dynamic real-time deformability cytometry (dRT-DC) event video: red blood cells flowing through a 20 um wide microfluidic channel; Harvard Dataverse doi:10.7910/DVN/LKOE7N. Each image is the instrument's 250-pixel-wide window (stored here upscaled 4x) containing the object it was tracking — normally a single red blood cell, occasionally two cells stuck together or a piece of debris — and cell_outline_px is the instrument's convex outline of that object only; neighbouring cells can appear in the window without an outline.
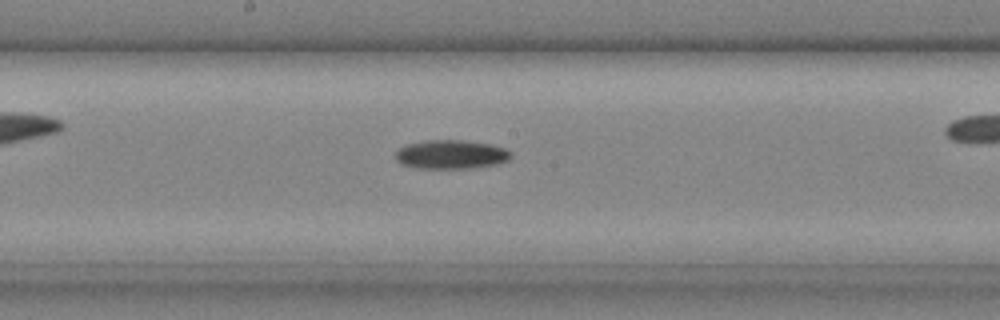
{"species": "common noctule bat (a hibernating species)", "species_latin": "Nyctalus noctula", "temperature_condition": "cold", "stored_images_in_passage": 21, "camera_frame_rate_fps": 3000, "um_per_image_px": 0.085, "animal": {"sex": "male", "body_mass_g": 20.4}, "frame": {"image": 1, "passage_image": 12, "time_ms": 3.667, "image_size_px": [1000, 320], "cell_outline_px": [[512, 156], [508, 160], [496, 164], [472, 168], [412, 168], [400, 164], [396, 160], [396, 152], [400, 148], [408, 144], [424, 140], [464, 140], [488, 144], [504, 148], [512, 152]], "centroid_in_image_um": [38.32, 13.13], "position_along_channel_um": 209.9, "area_um2": 19.48}}